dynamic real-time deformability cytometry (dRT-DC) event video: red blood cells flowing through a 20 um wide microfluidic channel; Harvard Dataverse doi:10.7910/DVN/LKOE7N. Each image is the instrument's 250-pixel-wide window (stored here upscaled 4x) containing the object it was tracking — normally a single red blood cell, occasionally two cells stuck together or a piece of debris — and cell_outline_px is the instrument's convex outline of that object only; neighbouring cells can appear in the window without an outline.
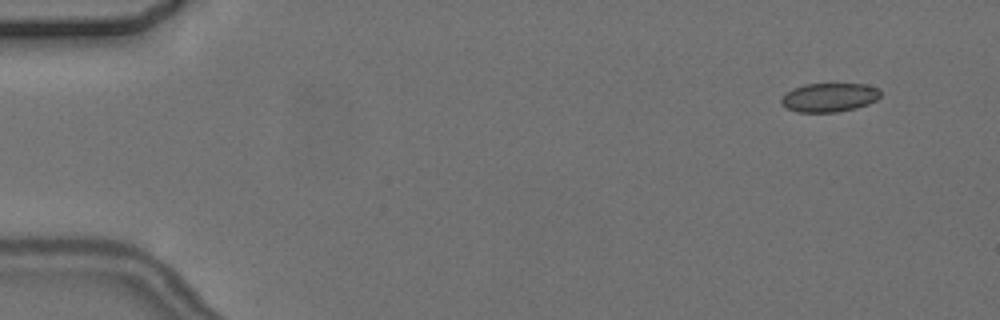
{"species": "common noctule bat (a hibernating species)", "species_latin": "Nyctalus noctula", "temperature_condition": "cold", "stored_images_in_passage": 4, "camera_frame_rate_fps": 3000, "um_per_image_px": 0.085, "animal": {"sex": "female", "body_mass_g": 24.6, "forearm_length_mm": 56.2}, "frame": {"image": 1, "passage_image": 1, "time_ms": 0.0, "image_size_px": [1000, 320], "cell_outline_px": [[880, 96], [876, 100], [868, 104], [856, 108], [836, 112], [796, 112], [780, 104], [780, 100], [792, 88], [804, 84], [864, 84], [876, 88], [880, 92]], "centroid_in_image_um": [70.47, 8.28], "position_along_channel_um": 14.5, "area_um2": 16.59}}
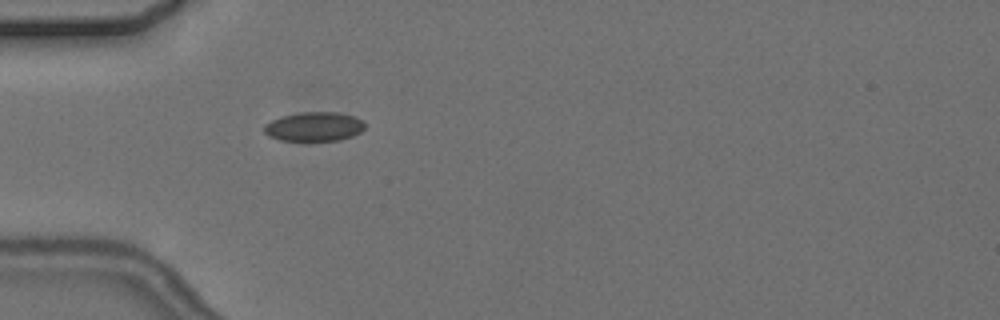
{"frame": {"image": 2, "passage_image": 4, "time_ms": 4.333, "image_size_px": [1000, 320], "cell_outline_px": [[364, 128], [360, 132], [352, 136], [340, 140], [280, 140], [268, 136], [264, 132], [264, 124], [280, 116], [300, 112], [336, 112], [352, 116], [360, 120], [364, 124]], "centroid_in_image_um": [26.65, 10.76], "position_along_channel_um": 58.3, "area_um2": 16.99}}